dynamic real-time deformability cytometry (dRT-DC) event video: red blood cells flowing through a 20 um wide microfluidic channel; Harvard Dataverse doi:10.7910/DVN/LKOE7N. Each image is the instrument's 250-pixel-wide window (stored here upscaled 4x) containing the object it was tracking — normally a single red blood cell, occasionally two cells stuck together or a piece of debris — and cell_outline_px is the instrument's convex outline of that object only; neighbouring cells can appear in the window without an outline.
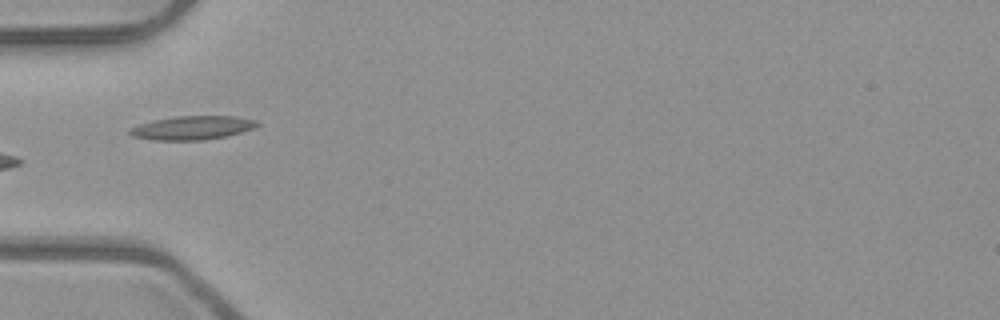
{"species": "common noctule bat (a hibernating species)", "species_latin": "Nyctalus noctula", "temperature_condition": "room temperature", "stored_images_in_passage": 7, "camera_frame_rate_fps": 3000, "um_per_image_px": 0.085, "animal": {"sex": "male", "body_mass_g": 23.1, "forearm_length_mm": 52.7}, "frame": {"image": 1, "passage_image": 6, "time_ms": 1.667, "image_size_px": [1000, 320], "cell_outline_px": [[260, 124], [252, 128], [240, 132], [224, 136], [204, 140], [152, 140], [132, 136], [128, 132], [128, 128], [152, 120], [176, 116], [236, 116], [256, 120]], "centroid_in_image_um": [16.3, 10.86], "position_along_channel_um": 68.7, "area_um2": 17.57}}
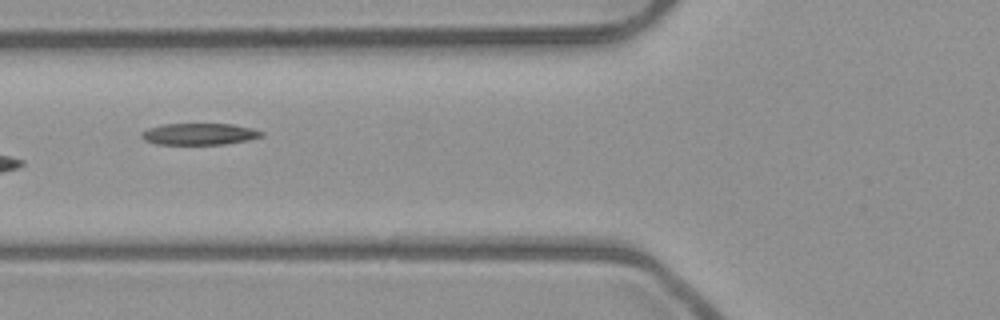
{"frame": {"image": 2, "passage_image": 7, "time_ms": 2.0, "image_size_px": [1000, 320], "cell_outline_px": [[264, 136], [248, 140], [224, 144], [156, 144], [144, 140], [140, 136], [140, 132], [148, 128], [164, 124], [232, 124], [252, 128], [264, 132]], "centroid_in_image_um": [16.93, 11.39], "position_along_channel_um": 108.9, "area_um2": 15.14}}